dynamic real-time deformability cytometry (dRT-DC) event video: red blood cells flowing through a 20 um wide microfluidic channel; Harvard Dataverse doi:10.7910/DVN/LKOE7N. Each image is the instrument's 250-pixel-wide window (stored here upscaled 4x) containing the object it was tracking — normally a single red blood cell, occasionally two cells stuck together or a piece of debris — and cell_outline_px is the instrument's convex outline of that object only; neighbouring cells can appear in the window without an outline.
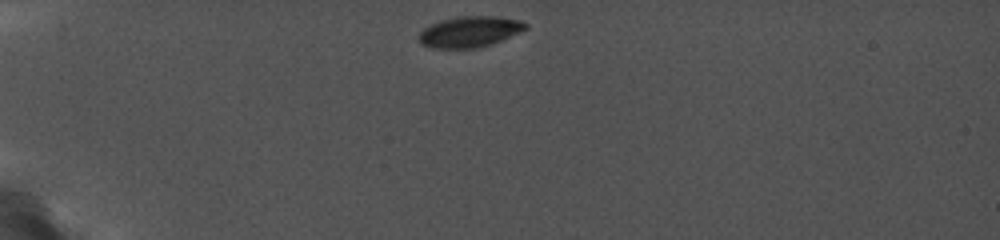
{"species": "common noctule bat (a hibernating species)", "species_latin": "Nyctalus noctula", "temperature_condition": "cold", "stored_images_in_passage": 12, "camera_frame_rate_fps": 5000, "um_per_image_px": 0.085, "animal": {"sex": "female", "body_mass_g": 19.0, "forearm_length_mm": 56.7}, "frame": {"image": 1, "passage_image": 1, "time_ms": 0.0, "image_size_px": [1000, 240], "cell_outline_px": [[528, 28], [520, 32], [492, 44], [476, 48], [432, 48], [420, 44], [416, 36], [424, 28], [440, 20], [460, 16], [500, 16], [520, 20], [528, 24]], "centroid_in_image_um": [39.91, 2.69], "position_along_channel_um": 45.1, "area_um2": 19.42}}
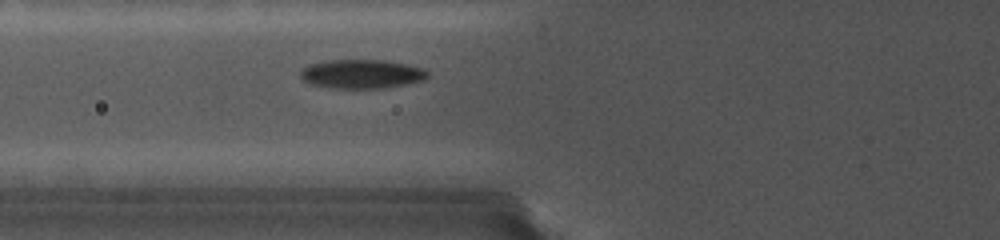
{"frame": {"image": 2, "passage_image": 9, "time_ms": 2.6, "image_size_px": [1000, 240], "cell_outline_px": [[428, 76], [420, 80], [404, 84], [380, 88], [336, 88], [312, 84], [304, 80], [300, 76], [300, 72], [308, 64], [332, 60], [384, 60], [408, 64], [420, 68], [428, 72]], "centroid_in_image_um": [30.71, 6.27], "position_along_channel_um": 95.1, "area_um2": 21.04}}